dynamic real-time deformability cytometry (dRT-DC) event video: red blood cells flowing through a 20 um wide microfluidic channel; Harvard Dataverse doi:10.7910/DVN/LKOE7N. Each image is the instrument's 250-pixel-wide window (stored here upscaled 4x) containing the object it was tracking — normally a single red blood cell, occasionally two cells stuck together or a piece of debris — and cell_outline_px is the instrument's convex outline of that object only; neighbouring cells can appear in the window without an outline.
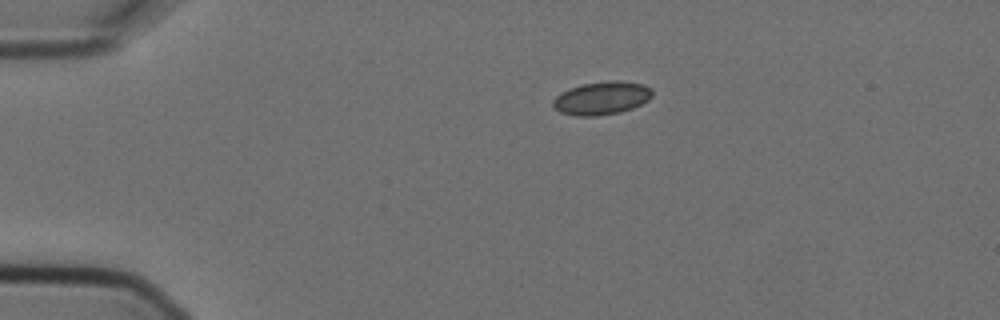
{"species": "Egyptian fruit bat (a non-hibernating species)", "species_latin": "Rousettus aegyptiacus", "temperature_condition": "cold", "stored_images_in_passage": 6, "camera_frame_rate_fps": 3000, "um_per_image_px": 0.085, "animal": {"sex": "female"}, "frame": {"image": 1, "passage_image": 1, "time_ms": 0.0, "image_size_px": [1000, 320], "cell_outline_px": [[652, 96], [648, 100], [632, 108], [620, 112], [596, 116], [576, 116], [560, 112], [552, 104], [552, 100], [560, 92], [568, 88], [580, 84], [608, 80], [620, 80], [644, 84], [652, 88]], "centroid_in_image_um": [51.13, 8.32], "position_along_channel_um": 33.9, "area_um2": 19.42}}
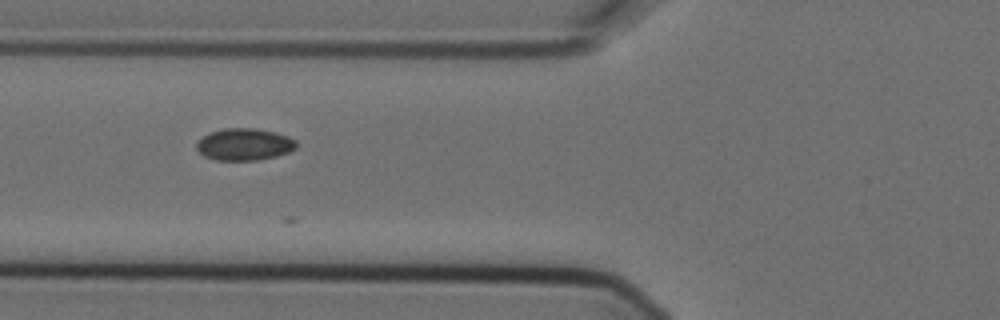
{"frame": {"image": 2, "passage_image": 4, "time_ms": 1.0, "image_size_px": [1000, 320], "cell_outline_px": [[296, 148], [288, 152], [276, 156], [260, 160], [216, 160], [204, 156], [196, 148], [196, 144], [208, 132], [224, 128], [256, 128], [276, 132], [288, 136], [296, 140]], "centroid_in_image_um": [20.78, 12.26], "position_along_channel_um": 105.0, "area_um2": 18.67}}
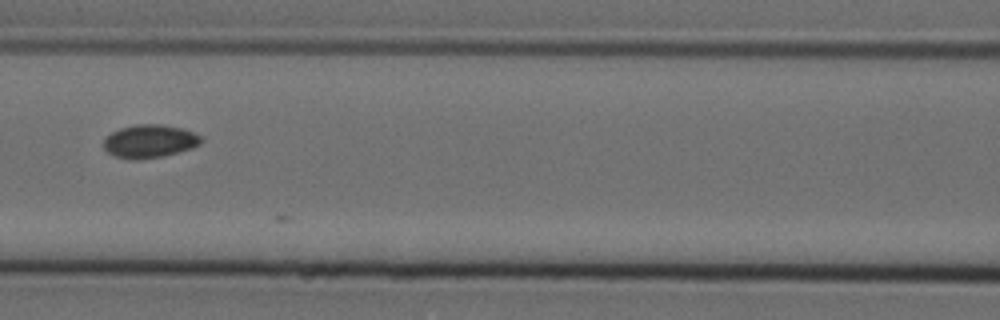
{"frame": {"image": 3, "passage_image": 5, "time_ms": 1.333, "image_size_px": [1000, 320], "cell_outline_px": [[204, 140], [200, 144], [192, 148], [164, 156], [136, 160], [128, 160], [112, 156], [104, 148], [104, 136], [120, 128], [136, 124], [160, 124], [184, 128], [200, 136]], "centroid_in_image_um": [12.7, 12.01], "position_along_channel_um": 153.9, "area_um2": 19.13}}